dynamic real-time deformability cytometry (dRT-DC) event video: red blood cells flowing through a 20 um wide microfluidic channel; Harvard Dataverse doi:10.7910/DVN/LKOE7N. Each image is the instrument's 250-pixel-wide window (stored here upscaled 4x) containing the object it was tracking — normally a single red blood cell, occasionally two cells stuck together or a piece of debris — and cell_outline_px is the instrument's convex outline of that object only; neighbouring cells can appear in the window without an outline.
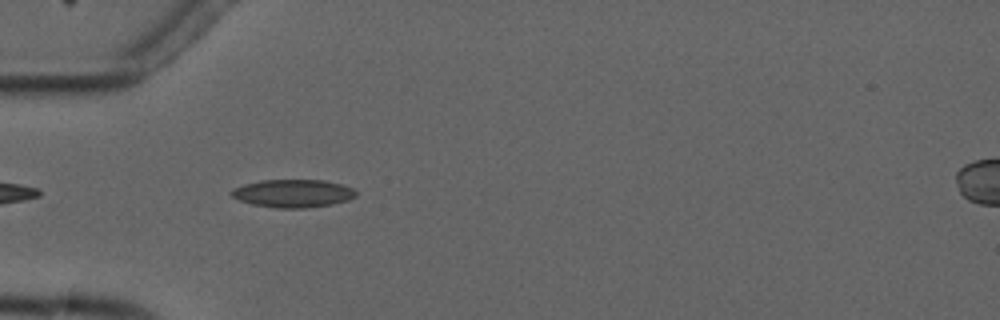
{"species": "common noctule bat (a hibernating species)", "species_latin": "Nyctalus noctula", "temperature_condition": "cold", "stored_images_in_passage": 5, "camera_frame_rate_fps": 3000, "um_per_image_px": 0.085, "animal": {"sex": "male", "forearm_length_mm": 52.5}, "frame": {"image": 1, "passage_image": 4, "time_ms": 3.333, "image_size_px": [1000, 320], "cell_outline_px": [[356, 196], [348, 200], [332, 204], [304, 208], [276, 208], [252, 204], [240, 200], [232, 196], [228, 192], [232, 188], [244, 184], [260, 180], [324, 180], [340, 184], [352, 188], [356, 192]], "centroid_in_image_um": [24.87, 16.43], "position_along_channel_um": 60.1, "area_um2": 20.29}}
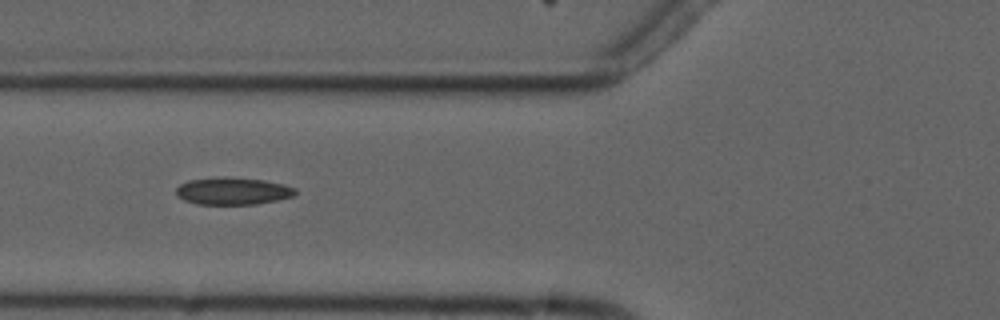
{"frame": {"image": 2, "passage_image": 5, "time_ms": 4.667, "image_size_px": [1000, 320], "cell_outline_px": [[296, 192], [292, 196], [276, 200], [256, 204], [196, 204], [184, 200], [176, 196], [176, 188], [180, 184], [188, 180], [224, 176], [264, 180], [284, 184], [296, 188]], "centroid_in_image_um": [19.75, 16.23], "position_along_channel_um": 106.0, "area_um2": 19.02}}